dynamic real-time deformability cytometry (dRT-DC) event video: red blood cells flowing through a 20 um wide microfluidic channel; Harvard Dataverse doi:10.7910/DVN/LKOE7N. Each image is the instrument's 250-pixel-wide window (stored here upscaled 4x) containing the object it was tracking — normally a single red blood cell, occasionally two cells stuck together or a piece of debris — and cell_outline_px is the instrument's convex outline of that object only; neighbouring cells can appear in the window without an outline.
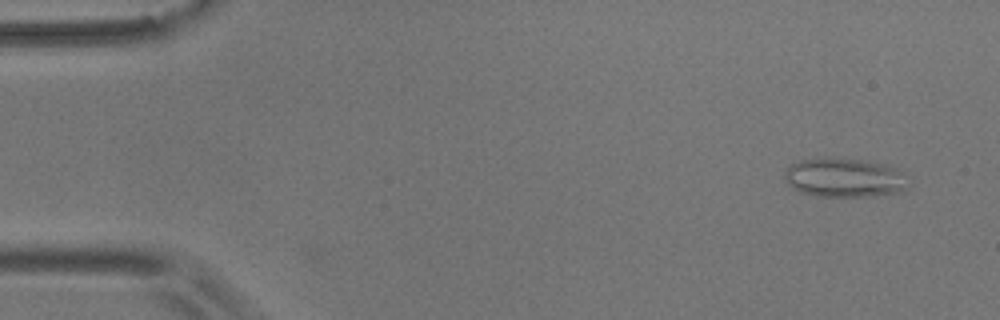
{"species": "common noctule bat (a hibernating species)", "species_latin": "Nyctalus noctula", "temperature_condition": "room temperature", "stored_images_in_passage": 24, "camera_frame_rate_fps": 3000, "um_per_image_px": 0.085, "animal": {"sex": "male", "body_mass_g": 17.9}, "frame": {"image": 1, "passage_image": 3, "time_ms": 0.667, "image_size_px": [1000, 320], "cell_outline_px": [[908, 188], [900, 192], [876, 196], [816, 196], [800, 192], [788, 184], [784, 180], [784, 172], [788, 164], [800, 160], [860, 160], [884, 164], [896, 168]], "centroid_in_image_um": [71.71, 15.14], "position_along_channel_um": 13.3, "area_um2": 27.4}}
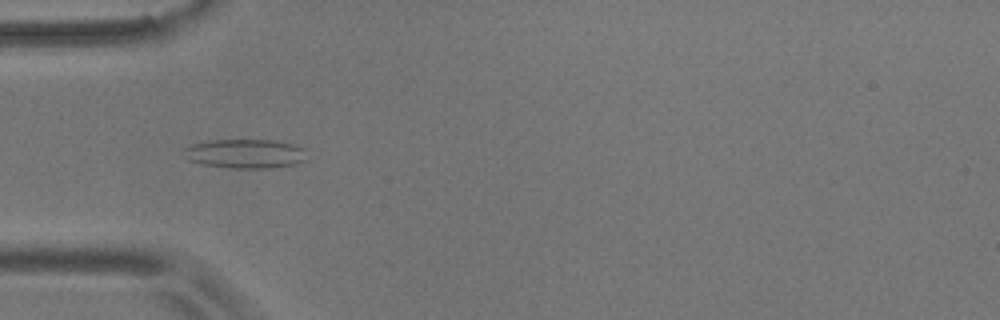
{"frame": {"image": 2, "passage_image": 16, "time_ms": 5.0, "image_size_px": [1000, 320], "cell_outline_px": [[308, 160], [296, 164], [268, 168], [228, 168], [204, 164], [188, 160], [184, 148], [192, 144], [208, 140], [276, 140], [296, 144], [304, 148]], "centroid_in_image_um": [20.92, 13.06], "position_along_channel_um": 64.1, "area_um2": 21.1}}
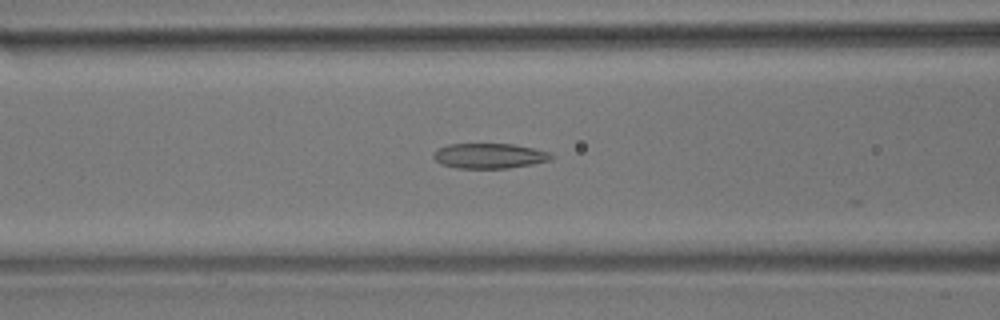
{"frame": {"image": 3, "passage_image": 21, "time_ms": 6.667, "image_size_px": [1000, 320], "cell_outline_px": [[556, 156], [552, 160], [532, 164], [508, 168], [456, 168], [440, 164], [432, 156], [432, 152], [436, 148], [448, 144], [512, 144], [552, 152]], "centroid_in_image_um": [41.6, 13.24], "position_along_channel_um": 125.0, "area_um2": 17.51}}